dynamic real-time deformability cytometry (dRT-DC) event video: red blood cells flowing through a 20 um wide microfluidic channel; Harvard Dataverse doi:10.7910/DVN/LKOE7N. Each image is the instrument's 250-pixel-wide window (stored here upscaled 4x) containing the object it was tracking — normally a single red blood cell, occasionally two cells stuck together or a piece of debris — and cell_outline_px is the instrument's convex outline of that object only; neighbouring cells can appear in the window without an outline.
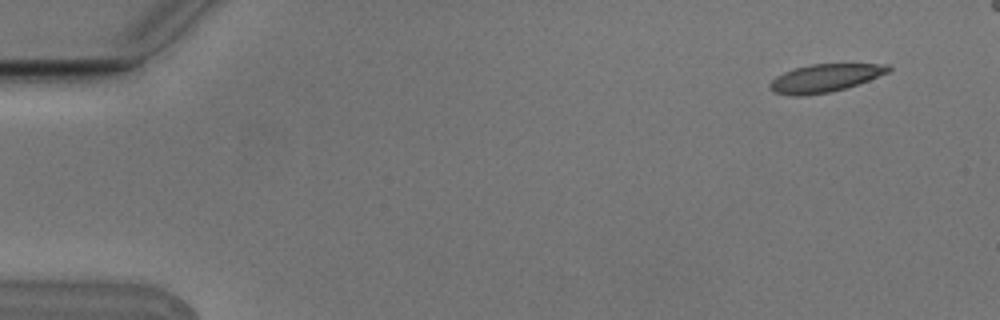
{"species": "Egyptian fruit bat (a non-hibernating species)", "species_latin": "Rousettus aegyptiacus", "temperature_condition": "cold", "stored_images_in_passage": 4, "camera_frame_rate_fps": 3000, "um_per_image_px": 0.085, "animal": {"sex": "male"}, "frame": {"image": 1, "passage_image": 1, "time_ms": 0.0, "image_size_px": [1000, 320], "cell_outline_px": [[892, 68], [888, 72], [868, 80], [832, 92], [804, 96], [792, 96], [772, 92], [768, 88], [768, 84], [776, 76], [784, 72], [796, 68], [812, 64], [888, 64]], "centroid_in_image_um": [70.06, 6.65], "position_along_channel_um": 14.9, "area_um2": 19.25}}